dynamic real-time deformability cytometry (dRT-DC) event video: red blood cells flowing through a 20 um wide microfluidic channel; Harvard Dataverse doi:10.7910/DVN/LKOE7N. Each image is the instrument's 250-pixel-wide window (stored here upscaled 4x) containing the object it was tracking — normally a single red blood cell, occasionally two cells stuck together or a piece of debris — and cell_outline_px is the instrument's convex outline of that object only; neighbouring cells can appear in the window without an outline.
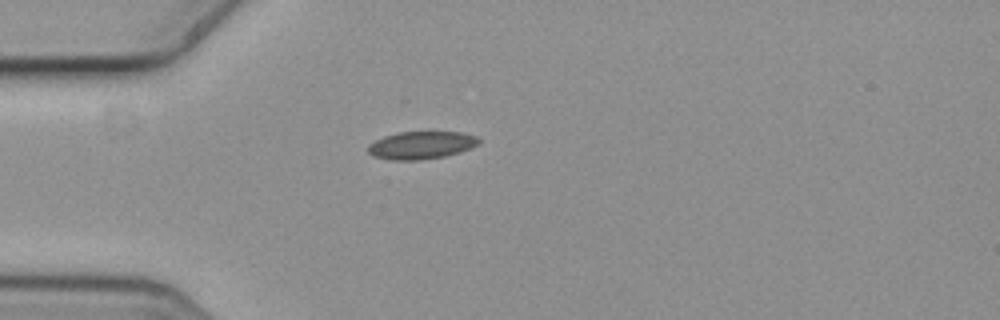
{"species": "common noctule bat (a hibernating species)", "species_latin": "Nyctalus noctula", "temperature_condition": "cold", "stored_images_in_passage": 3, "camera_frame_rate_fps": 3000, "um_per_image_px": 0.085, "animal": {"sex": "female", "body_mass_g": 19.3, "forearm_length_mm": 54.1}, "frame": {"image": 1, "passage_image": 1, "time_ms": 0.0, "image_size_px": [1000, 320], "cell_outline_px": [[480, 144], [472, 148], [460, 152], [444, 156], [420, 160], [392, 160], [372, 156], [368, 152], [368, 144], [384, 136], [396, 132], [460, 132], [476, 136], [480, 140]], "centroid_in_image_um": [35.81, 12.34], "position_along_channel_um": 49.2, "area_um2": 17.98}}
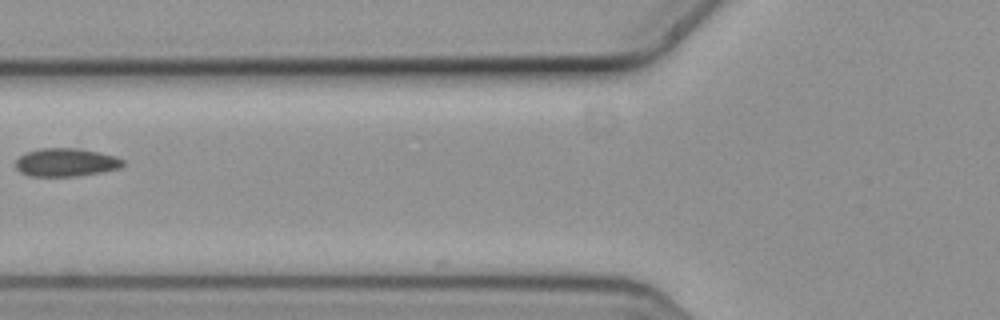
{"frame": {"image": 2, "passage_image": 3, "time_ms": 0.667, "image_size_px": [1000, 320], "cell_outline_px": [[124, 164], [120, 168], [100, 172], [76, 176], [28, 176], [20, 172], [16, 168], [16, 160], [24, 152], [40, 148], [80, 148], [100, 152], [116, 156], [124, 160]], "centroid_in_image_um": [5.6, 13.79], "position_along_channel_um": 120.2, "area_um2": 17.8}}